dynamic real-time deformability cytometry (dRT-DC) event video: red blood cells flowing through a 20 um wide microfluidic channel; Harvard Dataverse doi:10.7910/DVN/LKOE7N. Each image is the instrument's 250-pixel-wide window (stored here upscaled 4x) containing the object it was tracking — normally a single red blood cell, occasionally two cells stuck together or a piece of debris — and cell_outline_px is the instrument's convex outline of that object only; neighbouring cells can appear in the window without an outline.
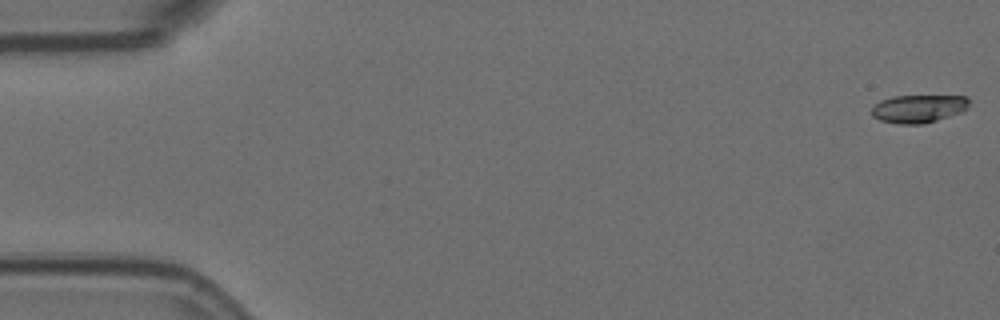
{"species": "Egyptian fruit bat (a non-hibernating species)", "species_latin": "Rousettus aegyptiacus", "temperature_condition": "room temperature", "stored_images_in_passage": 3, "camera_frame_rate_fps": 3000, "um_per_image_px": 0.085, "animal": {"sex": "female"}, "frame": {"image": 1, "passage_image": 1, "time_ms": 0.0, "image_size_px": [1000, 320], "cell_outline_px": [[968, 108], [964, 112], [924, 124], [900, 124], [880, 120], [872, 116], [872, 108], [880, 100], [892, 96], [968, 96]], "centroid_in_image_um": [78.09, 9.24], "position_along_channel_um": 6.9, "area_um2": 16.01}}